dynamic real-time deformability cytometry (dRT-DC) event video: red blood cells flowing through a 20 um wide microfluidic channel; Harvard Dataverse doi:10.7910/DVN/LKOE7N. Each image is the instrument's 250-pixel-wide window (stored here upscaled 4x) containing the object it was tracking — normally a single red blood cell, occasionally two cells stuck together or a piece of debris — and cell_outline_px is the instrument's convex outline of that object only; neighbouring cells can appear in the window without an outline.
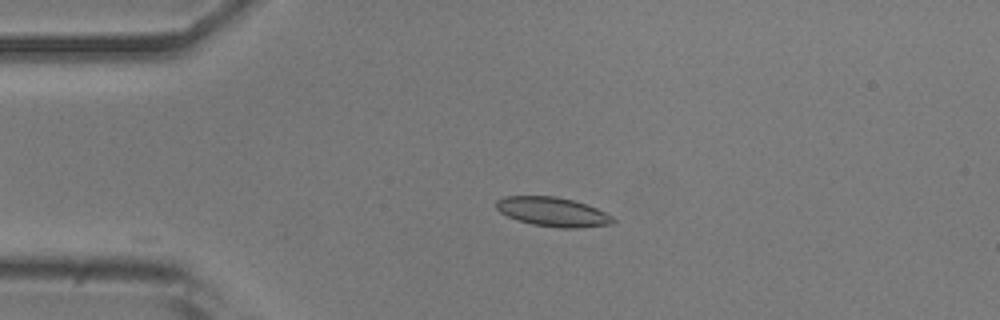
{"species": "common noctule bat (a hibernating species)", "species_latin": "Nyctalus noctula", "temperature_condition": "room temperature", "stored_images_in_passage": 11, "camera_frame_rate_fps": 3000, "um_per_image_px": 0.085, "animal": {"sex": "male", "body_mass_g": 20.5, "forearm_length_mm": 52.5}, "frame": {"image": 1, "passage_image": 1, "time_ms": 0.0, "image_size_px": [1000, 320], "cell_outline_px": [[616, 220], [612, 224], [580, 228], [560, 228], [532, 224], [508, 216], [500, 212], [496, 208], [496, 200], [508, 196], [552, 196], [572, 200], [596, 208], [612, 216]], "centroid_in_image_um": [46.99, 18.01], "position_along_channel_um": 38.0, "area_um2": 19.65}}
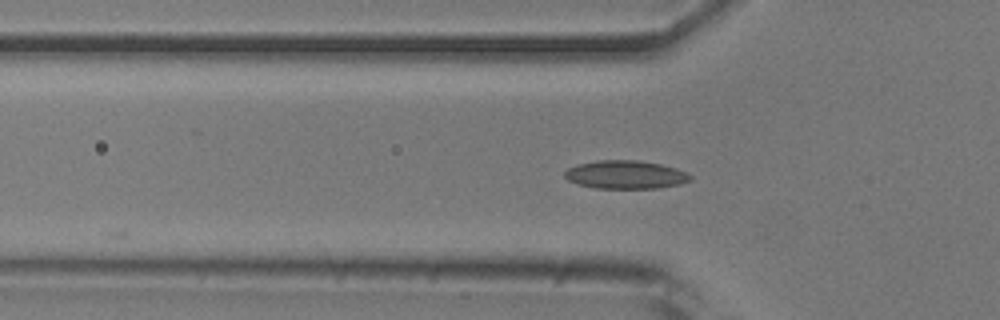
{"frame": {"image": 2, "passage_image": 6, "time_ms": 1.667, "image_size_px": [1000, 320], "cell_outline_px": [[692, 180], [680, 184], [660, 188], [596, 188], [576, 184], [568, 180], [564, 176], [564, 172], [568, 168], [580, 164], [596, 160], [636, 160], [660, 164], [676, 168], [688, 172], [692, 176]], "centroid_in_image_um": [53.19, 14.85], "position_along_channel_um": 72.6, "area_um2": 20.81}}
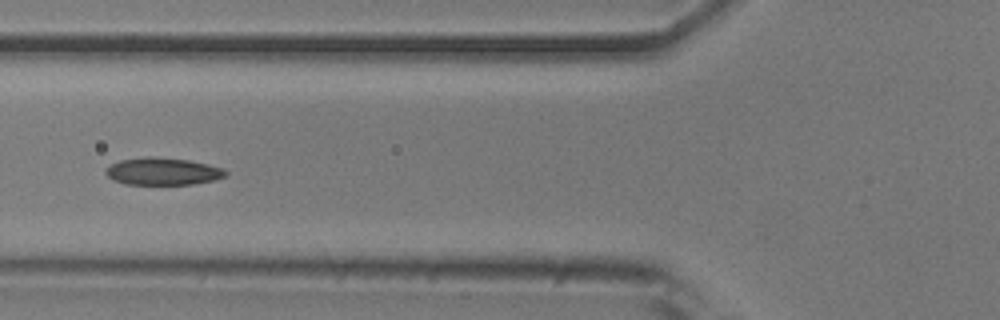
{"frame": {"image": 3, "passage_image": 9, "time_ms": 2.667, "image_size_px": [1000, 320], "cell_outline_px": [[228, 176], [216, 180], [192, 184], [124, 184], [112, 180], [104, 172], [112, 164], [120, 160], [148, 156], [152, 156], [188, 160], [208, 164], [224, 168], [228, 172]], "centroid_in_image_um": [13.88, 14.57], "position_along_channel_um": 111.9, "area_um2": 19.19}}